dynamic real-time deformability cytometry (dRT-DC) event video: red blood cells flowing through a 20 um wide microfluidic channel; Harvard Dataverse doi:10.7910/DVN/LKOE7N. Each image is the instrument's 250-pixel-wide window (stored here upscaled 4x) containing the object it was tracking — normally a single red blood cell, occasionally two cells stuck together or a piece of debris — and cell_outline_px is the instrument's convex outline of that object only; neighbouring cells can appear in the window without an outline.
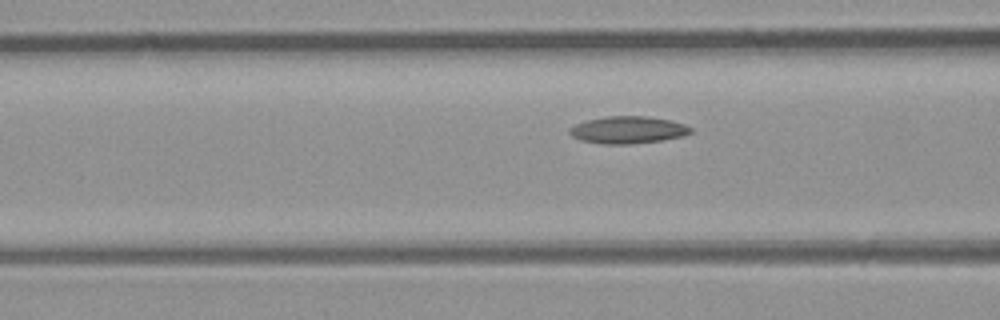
{"species": "common noctule bat (a hibernating species)", "species_latin": "Nyctalus noctula", "temperature_condition": "room temperature", "stored_images_in_passage": 7, "camera_frame_rate_fps": 3000, "um_per_image_px": 0.085, "animal": {"sex": "male", "body_mass_g": 23.1, "forearm_length_mm": 52.7}, "frame": {"image": 1, "passage_image": 7, "time_ms": 7.667, "image_size_px": [1000, 320], "cell_outline_px": [[692, 132], [684, 136], [660, 140], [632, 144], [600, 144], [580, 140], [572, 136], [568, 132], [568, 128], [576, 124], [588, 120], [604, 116], [648, 116], [668, 120], [684, 124], [692, 128]], "centroid_in_image_um": [53.35, 11.04], "position_along_channel_um": 113.3, "area_um2": 19.25}}